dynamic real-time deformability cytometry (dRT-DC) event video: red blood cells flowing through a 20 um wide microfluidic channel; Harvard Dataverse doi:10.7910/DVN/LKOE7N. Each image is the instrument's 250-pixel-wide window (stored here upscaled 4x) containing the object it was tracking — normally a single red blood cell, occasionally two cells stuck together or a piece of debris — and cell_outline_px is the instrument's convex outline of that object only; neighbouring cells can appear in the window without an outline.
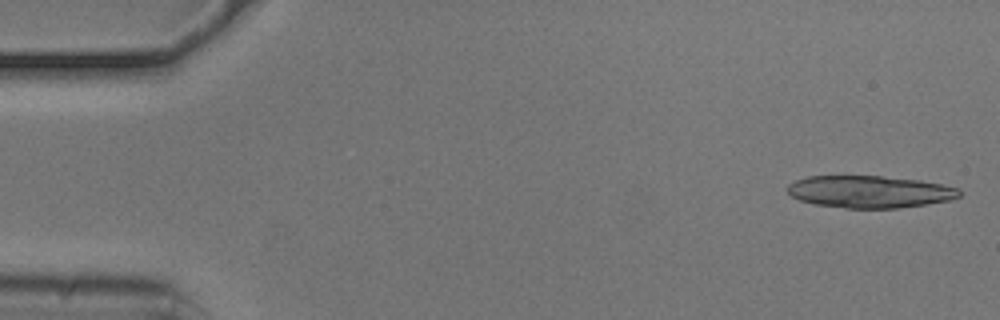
{"species": "common noctule bat (a hibernating species)", "species_latin": "Nyctalus noctula", "temperature_condition": "cold", "stored_images_in_passage": 51, "camera_frame_rate_fps": 3000, "um_per_image_px": 0.085, "animal": {"sex": "male", "body_mass_g": 20.5, "forearm_length_mm": 52.5}, "frame": {"image": 1, "passage_image": 1, "time_ms": 0.0, "image_size_px": [1000, 320], "cell_outline_px": [[964, 192], [960, 196], [948, 200], [900, 208], [848, 208], [812, 204], [800, 200], [792, 196], [784, 188], [788, 184], [796, 180], [808, 176], [880, 176], [920, 180], [960, 188]], "centroid_in_image_um": [73.9, 16.29], "position_along_channel_um": 11.1, "area_um2": 32.31}}
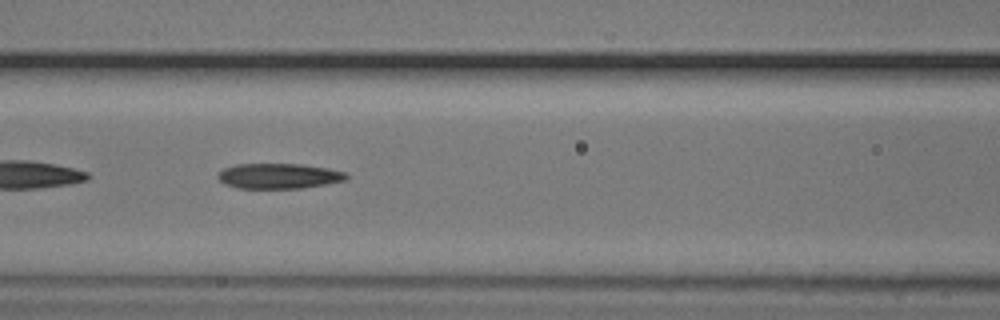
{"frame": {"image": 2, "passage_image": 22, "time_ms": 7.0, "image_size_px": [1000, 320], "cell_outline_px": [[348, 180], [300, 188], [236, 188], [224, 184], [216, 176], [224, 168], [236, 164], [300, 164], [328, 168], [344, 172], [348, 176]], "centroid_in_image_um": [23.68, 14.96], "position_along_channel_um": 142.9, "area_um2": 18.84}}
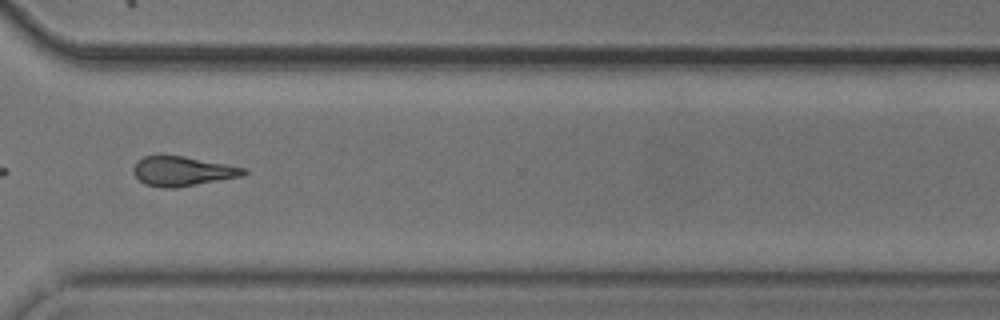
{"frame": {"image": 3, "passage_image": 39, "time_ms": 12.667, "image_size_px": [1000, 320], "cell_outline_px": [[248, 172], [244, 176], [176, 188], [160, 188], [144, 184], [132, 172], [132, 168], [136, 160], [144, 156], [184, 156], [248, 168]], "centroid_in_image_um": [15.52, 14.56], "position_along_channel_um": 355.1, "area_um2": 19.25}, "authors_computed_cell_mechanics": {"area_um2": 19.2474, "velocity_mm_per_s": 3.751, "shape_relaxation_time_tau1_ms": 7.9534, "shape_relaxation_time_tau2_ms": 3.698, "deformation_change_tau1": 0.2013, "deformation_change_tau2": 0.1421}}